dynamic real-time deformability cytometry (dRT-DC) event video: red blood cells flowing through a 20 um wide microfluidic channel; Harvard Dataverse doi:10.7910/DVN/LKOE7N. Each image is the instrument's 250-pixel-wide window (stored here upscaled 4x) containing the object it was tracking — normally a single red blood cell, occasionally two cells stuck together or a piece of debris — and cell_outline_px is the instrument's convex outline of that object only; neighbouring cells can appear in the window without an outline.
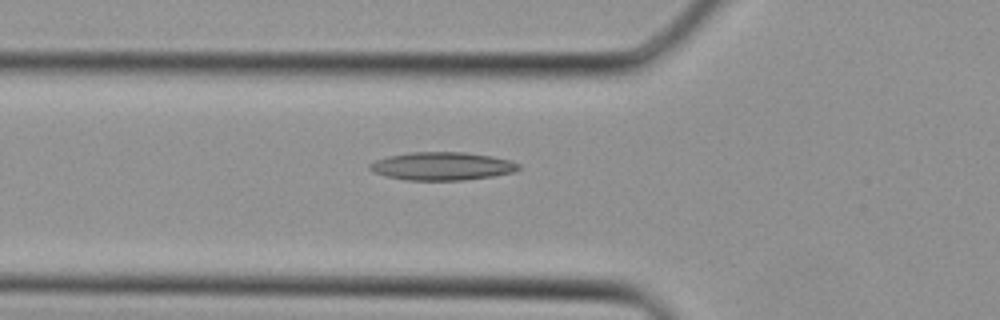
{"species": "Egyptian fruit bat (a non-hibernating species)", "species_latin": "Rousettus aegyptiacus", "temperature_condition": "cold", "stored_images_in_passage": 25, "camera_frame_rate_fps": 3000, "um_per_image_px": 0.085, "animal": {"sex": "female"}, "frame": {"image": 1, "passage_image": 2, "time_ms": 0.333, "image_size_px": [1000, 320], "cell_outline_px": [[520, 168], [512, 172], [492, 176], [464, 180], [404, 180], [388, 176], [376, 172], [368, 168], [368, 164], [376, 160], [388, 156], [408, 152], [464, 152], [492, 156], [512, 160], [520, 164]], "centroid_in_image_um": [37.59, 14.11], "position_along_channel_um": 88.2, "area_um2": 24.33}}
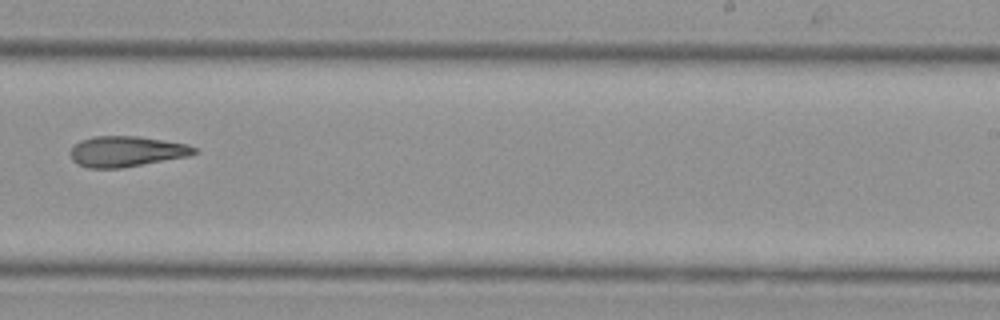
{"frame": {"image": 2, "passage_image": 12, "time_ms": 3.667, "image_size_px": [1000, 320], "cell_outline_px": [[200, 152], [188, 156], [120, 168], [88, 168], [76, 164], [72, 160], [68, 152], [80, 140], [96, 136], [140, 136], [188, 144], [200, 148]], "centroid_in_image_um": [10.76, 12.87], "position_along_channel_um": 278.2, "area_um2": 22.31}}
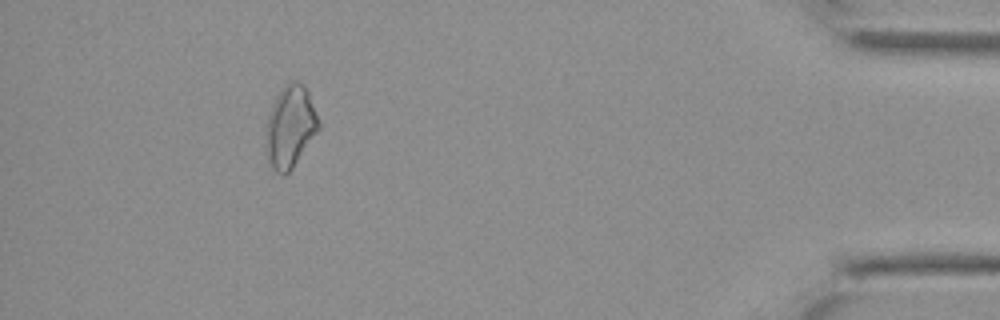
{"frame": {"image": 3, "passage_image": 22, "time_ms": 7.0, "image_size_px": [1000, 320], "cell_outline_px": [[320, 128], [292, 168], [284, 176], [276, 172], [272, 168], [268, 160], [264, 148], [268, 112], [276, 96], [284, 84], [288, 80], [300, 80], [308, 92], [320, 124]], "centroid_in_image_um": [24.64, 10.75], "position_along_channel_um": 410.6, "area_um2": 25.43}}